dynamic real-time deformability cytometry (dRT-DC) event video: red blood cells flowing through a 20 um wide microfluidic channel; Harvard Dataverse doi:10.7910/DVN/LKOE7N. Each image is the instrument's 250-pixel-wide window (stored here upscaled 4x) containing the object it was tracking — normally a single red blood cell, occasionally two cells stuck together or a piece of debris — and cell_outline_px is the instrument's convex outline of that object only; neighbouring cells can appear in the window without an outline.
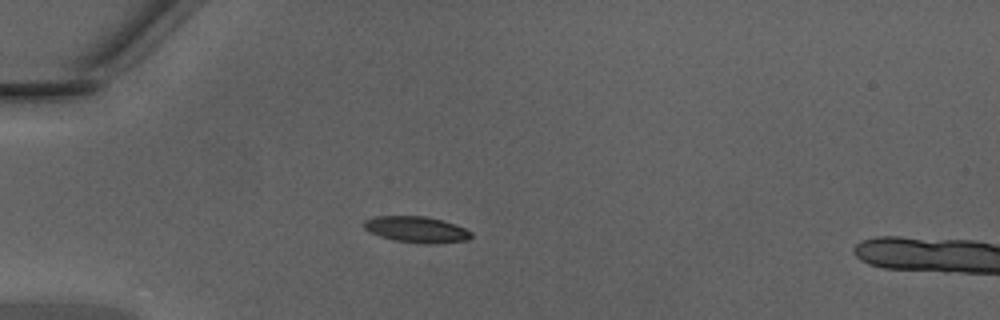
{"species": "Egyptian fruit bat (a non-hibernating species)", "species_latin": "Rousettus aegyptiacus", "temperature_condition": "warm", "stored_images_in_passage": 17, "camera_frame_rate_fps": 3000, "um_per_image_px": 0.085, "animal": {"sex": "male"}, "frame": {"image": 1, "passage_image": 15, "time_ms": 4.667, "image_size_px": [1000, 320], "cell_outline_px": [[472, 236], [468, 240], [432, 244], [424, 244], [396, 240], [380, 236], [368, 232], [364, 228], [364, 220], [376, 216], [424, 216], [440, 220], [464, 228], [472, 232]], "centroid_in_image_um": [35.38, 19.51], "position_along_channel_um": 49.6, "area_um2": 16.18}}